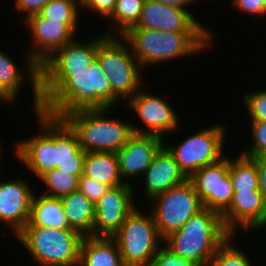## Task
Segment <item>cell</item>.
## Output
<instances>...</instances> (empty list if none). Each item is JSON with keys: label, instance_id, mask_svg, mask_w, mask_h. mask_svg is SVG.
Segmentation results:
<instances>
[{"label": "cell", "instance_id": "37", "mask_svg": "<svg viewBox=\"0 0 266 266\" xmlns=\"http://www.w3.org/2000/svg\"><path fill=\"white\" fill-rule=\"evenodd\" d=\"M233 5L238 11L246 14L263 16L264 0H233Z\"/></svg>", "mask_w": 266, "mask_h": 266}, {"label": "cell", "instance_id": "23", "mask_svg": "<svg viewBox=\"0 0 266 266\" xmlns=\"http://www.w3.org/2000/svg\"><path fill=\"white\" fill-rule=\"evenodd\" d=\"M78 266H125L117 242L108 237H84Z\"/></svg>", "mask_w": 266, "mask_h": 266}, {"label": "cell", "instance_id": "2", "mask_svg": "<svg viewBox=\"0 0 266 266\" xmlns=\"http://www.w3.org/2000/svg\"><path fill=\"white\" fill-rule=\"evenodd\" d=\"M211 33L163 32L131 27L122 37L141 67L192 55L210 47ZM211 42V43H210Z\"/></svg>", "mask_w": 266, "mask_h": 266}, {"label": "cell", "instance_id": "5", "mask_svg": "<svg viewBox=\"0 0 266 266\" xmlns=\"http://www.w3.org/2000/svg\"><path fill=\"white\" fill-rule=\"evenodd\" d=\"M39 266H78L83 236L73 229L25 226L16 236Z\"/></svg>", "mask_w": 266, "mask_h": 266}, {"label": "cell", "instance_id": "10", "mask_svg": "<svg viewBox=\"0 0 266 266\" xmlns=\"http://www.w3.org/2000/svg\"><path fill=\"white\" fill-rule=\"evenodd\" d=\"M225 132L224 126L216 124L191 134L178 145L170 146L166 143L164 146L189 178L195 171L224 158L222 151L225 144Z\"/></svg>", "mask_w": 266, "mask_h": 266}, {"label": "cell", "instance_id": "28", "mask_svg": "<svg viewBox=\"0 0 266 266\" xmlns=\"http://www.w3.org/2000/svg\"><path fill=\"white\" fill-rule=\"evenodd\" d=\"M145 0H117L113 14L108 18L116 27L113 33L106 35L122 36L129 28L135 26L139 21ZM113 21V22H112ZM117 30V31H116Z\"/></svg>", "mask_w": 266, "mask_h": 266}, {"label": "cell", "instance_id": "1", "mask_svg": "<svg viewBox=\"0 0 266 266\" xmlns=\"http://www.w3.org/2000/svg\"><path fill=\"white\" fill-rule=\"evenodd\" d=\"M121 102L95 59L87 71L71 75L43 104L41 113L61 119L80 109L112 108Z\"/></svg>", "mask_w": 266, "mask_h": 266}, {"label": "cell", "instance_id": "35", "mask_svg": "<svg viewBox=\"0 0 266 266\" xmlns=\"http://www.w3.org/2000/svg\"><path fill=\"white\" fill-rule=\"evenodd\" d=\"M110 189L106 184L100 183L91 177L82 175L79 178L78 190L84 194L94 205Z\"/></svg>", "mask_w": 266, "mask_h": 266}, {"label": "cell", "instance_id": "29", "mask_svg": "<svg viewBox=\"0 0 266 266\" xmlns=\"http://www.w3.org/2000/svg\"><path fill=\"white\" fill-rule=\"evenodd\" d=\"M79 5V0H50L38 15L49 21L78 24Z\"/></svg>", "mask_w": 266, "mask_h": 266}, {"label": "cell", "instance_id": "32", "mask_svg": "<svg viewBox=\"0 0 266 266\" xmlns=\"http://www.w3.org/2000/svg\"><path fill=\"white\" fill-rule=\"evenodd\" d=\"M251 124L253 141L247 150L241 152V155L248 158L266 155V122L251 121Z\"/></svg>", "mask_w": 266, "mask_h": 266}, {"label": "cell", "instance_id": "8", "mask_svg": "<svg viewBox=\"0 0 266 266\" xmlns=\"http://www.w3.org/2000/svg\"><path fill=\"white\" fill-rule=\"evenodd\" d=\"M118 244L125 266H148L161 247L152 214L141 213L135 208L112 237ZM159 241V242H158Z\"/></svg>", "mask_w": 266, "mask_h": 266}, {"label": "cell", "instance_id": "36", "mask_svg": "<svg viewBox=\"0 0 266 266\" xmlns=\"http://www.w3.org/2000/svg\"><path fill=\"white\" fill-rule=\"evenodd\" d=\"M117 0H82L80 7L98 13L101 17L109 18L115 9Z\"/></svg>", "mask_w": 266, "mask_h": 266}, {"label": "cell", "instance_id": "42", "mask_svg": "<svg viewBox=\"0 0 266 266\" xmlns=\"http://www.w3.org/2000/svg\"><path fill=\"white\" fill-rule=\"evenodd\" d=\"M262 228L265 229L266 228V225H262V227L260 229H262Z\"/></svg>", "mask_w": 266, "mask_h": 266}, {"label": "cell", "instance_id": "21", "mask_svg": "<svg viewBox=\"0 0 266 266\" xmlns=\"http://www.w3.org/2000/svg\"><path fill=\"white\" fill-rule=\"evenodd\" d=\"M143 176H145L144 196L148 198L147 201L188 179L165 146L155 155L151 166Z\"/></svg>", "mask_w": 266, "mask_h": 266}, {"label": "cell", "instance_id": "22", "mask_svg": "<svg viewBox=\"0 0 266 266\" xmlns=\"http://www.w3.org/2000/svg\"><path fill=\"white\" fill-rule=\"evenodd\" d=\"M54 149L55 168L69 175H83L87 152L81 148L72 129L58 118H54Z\"/></svg>", "mask_w": 266, "mask_h": 266}, {"label": "cell", "instance_id": "18", "mask_svg": "<svg viewBox=\"0 0 266 266\" xmlns=\"http://www.w3.org/2000/svg\"><path fill=\"white\" fill-rule=\"evenodd\" d=\"M20 178L0 182V223H6L13 230L14 237L29 221L31 200L35 193L31 185Z\"/></svg>", "mask_w": 266, "mask_h": 266}, {"label": "cell", "instance_id": "33", "mask_svg": "<svg viewBox=\"0 0 266 266\" xmlns=\"http://www.w3.org/2000/svg\"><path fill=\"white\" fill-rule=\"evenodd\" d=\"M251 121L266 122V89L243 96Z\"/></svg>", "mask_w": 266, "mask_h": 266}, {"label": "cell", "instance_id": "20", "mask_svg": "<svg viewBox=\"0 0 266 266\" xmlns=\"http://www.w3.org/2000/svg\"><path fill=\"white\" fill-rule=\"evenodd\" d=\"M28 56V57H27ZM26 73L23 69L17 67L14 60L9 55L0 51V100L2 102L12 103L19 95V89L23 85L24 76L28 75L30 85H32L33 105L35 113L40 112L42 108L40 88H39V66L26 55ZM21 71H20V70ZM24 75V76H23Z\"/></svg>", "mask_w": 266, "mask_h": 266}, {"label": "cell", "instance_id": "15", "mask_svg": "<svg viewBox=\"0 0 266 266\" xmlns=\"http://www.w3.org/2000/svg\"><path fill=\"white\" fill-rule=\"evenodd\" d=\"M32 38L29 57L40 66L56 50L75 40L78 24L49 21L38 14L25 17Z\"/></svg>", "mask_w": 266, "mask_h": 266}, {"label": "cell", "instance_id": "39", "mask_svg": "<svg viewBox=\"0 0 266 266\" xmlns=\"http://www.w3.org/2000/svg\"><path fill=\"white\" fill-rule=\"evenodd\" d=\"M258 170L259 190L266 200V155L251 158Z\"/></svg>", "mask_w": 266, "mask_h": 266}, {"label": "cell", "instance_id": "31", "mask_svg": "<svg viewBox=\"0 0 266 266\" xmlns=\"http://www.w3.org/2000/svg\"><path fill=\"white\" fill-rule=\"evenodd\" d=\"M234 235H231L215 252L208 266H253L248 256L239 250L234 243L231 242ZM234 246H233V245Z\"/></svg>", "mask_w": 266, "mask_h": 266}, {"label": "cell", "instance_id": "25", "mask_svg": "<svg viewBox=\"0 0 266 266\" xmlns=\"http://www.w3.org/2000/svg\"><path fill=\"white\" fill-rule=\"evenodd\" d=\"M33 194L30 218L26 226H40L56 229H70L64 213L61 198Z\"/></svg>", "mask_w": 266, "mask_h": 266}, {"label": "cell", "instance_id": "4", "mask_svg": "<svg viewBox=\"0 0 266 266\" xmlns=\"http://www.w3.org/2000/svg\"><path fill=\"white\" fill-rule=\"evenodd\" d=\"M110 109H80L69 112L61 119L76 134L84 151L117 153L134 134L133 124L106 117Z\"/></svg>", "mask_w": 266, "mask_h": 266}, {"label": "cell", "instance_id": "13", "mask_svg": "<svg viewBox=\"0 0 266 266\" xmlns=\"http://www.w3.org/2000/svg\"><path fill=\"white\" fill-rule=\"evenodd\" d=\"M187 8L145 0L137 24L133 27L163 32L211 33Z\"/></svg>", "mask_w": 266, "mask_h": 266}, {"label": "cell", "instance_id": "34", "mask_svg": "<svg viewBox=\"0 0 266 266\" xmlns=\"http://www.w3.org/2000/svg\"><path fill=\"white\" fill-rule=\"evenodd\" d=\"M148 266H198L194 262L180 257L166 244L159 248Z\"/></svg>", "mask_w": 266, "mask_h": 266}, {"label": "cell", "instance_id": "9", "mask_svg": "<svg viewBox=\"0 0 266 266\" xmlns=\"http://www.w3.org/2000/svg\"><path fill=\"white\" fill-rule=\"evenodd\" d=\"M152 216L159 236L164 240L181 227L195 214L203 209L192 182H185L171 187L164 193L155 196Z\"/></svg>", "mask_w": 266, "mask_h": 266}, {"label": "cell", "instance_id": "30", "mask_svg": "<svg viewBox=\"0 0 266 266\" xmlns=\"http://www.w3.org/2000/svg\"><path fill=\"white\" fill-rule=\"evenodd\" d=\"M80 177L69 175L65 171L62 172L55 168L45 172L39 179L47 188L44 195L61 198L78 190Z\"/></svg>", "mask_w": 266, "mask_h": 266}, {"label": "cell", "instance_id": "40", "mask_svg": "<svg viewBox=\"0 0 266 266\" xmlns=\"http://www.w3.org/2000/svg\"><path fill=\"white\" fill-rule=\"evenodd\" d=\"M159 3H163L170 6H177L180 8H185L186 6L192 4L191 0H153Z\"/></svg>", "mask_w": 266, "mask_h": 266}, {"label": "cell", "instance_id": "27", "mask_svg": "<svg viewBox=\"0 0 266 266\" xmlns=\"http://www.w3.org/2000/svg\"><path fill=\"white\" fill-rule=\"evenodd\" d=\"M229 177L233 191L259 190L258 170L255 162L240 155L229 159Z\"/></svg>", "mask_w": 266, "mask_h": 266}, {"label": "cell", "instance_id": "7", "mask_svg": "<svg viewBox=\"0 0 266 266\" xmlns=\"http://www.w3.org/2000/svg\"><path fill=\"white\" fill-rule=\"evenodd\" d=\"M96 50V37L89 42L75 39L45 60L39 66L41 103L43 104L71 75L87 71L96 59Z\"/></svg>", "mask_w": 266, "mask_h": 266}, {"label": "cell", "instance_id": "12", "mask_svg": "<svg viewBox=\"0 0 266 266\" xmlns=\"http://www.w3.org/2000/svg\"><path fill=\"white\" fill-rule=\"evenodd\" d=\"M132 184L110 188L95 204L94 237L112 238L136 208Z\"/></svg>", "mask_w": 266, "mask_h": 266}, {"label": "cell", "instance_id": "6", "mask_svg": "<svg viewBox=\"0 0 266 266\" xmlns=\"http://www.w3.org/2000/svg\"><path fill=\"white\" fill-rule=\"evenodd\" d=\"M127 45L120 35L105 33L97 37L96 59L109 79L112 92L123 101L132 98L142 85V67Z\"/></svg>", "mask_w": 266, "mask_h": 266}, {"label": "cell", "instance_id": "24", "mask_svg": "<svg viewBox=\"0 0 266 266\" xmlns=\"http://www.w3.org/2000/svg\"><path fill=\"white\" fill-rule=\"evenodd\" d=\"M70 229L94 237L95 205L79 190L61 197Z\"/></svg>", "mask_w": 266, "mask_h": 266}, {"label": "cell", "instance_id": "41", "mask_svg": "<svg viewBox=\"0 0 266 266\" xmlns=\"http://www.w3.org/2000/svg\"><path fill=\"white\" fill-rule=\"evenodd\" d=\"M266 15V0H264L263 17Z\"/></svg>", "mask_w": 266, "mask_h": 266}, {"label": "cell", "instance_id": "19", "mask_svg": "<svg viewBox=\"0 0 266 266\" xmlns=\"http://www.w3.org/2000/svg\"><path fill=\"white\" fill-rule=\"evenodd\" d=\"M164 142V139L157 135L133 134L116 153L123 182L127 177L144 175Z\"/></svg>", "mask_w": 266, "mask_h": 266}, {"label": "cell", "instance_id": "14", "mask_svg": "<svg viewBox=\"0 0 266 266\" xmlns=\"http://www.w3.org/2000/svg\"><path fill=\"white\" fill-rule=\"evenodd\" d=\"M39 121V135L16 142L15 152L21 163L39 178L45 172L55 169L54 117L36 113Z\"/></svg>", "mask_w": 266, "mask_h": 266}, {"label": "cell", "instance_id": "38", "mask_svg": "<svg viewBox=\"0 0 266 266\" xmlns=\"http://www.w3.org/2000/svg\"><path fill=\"white\" fill-rule=\"evenodd\" d=\"M15 8L21 13H27L26 17L38 12L50 1V0H15Z\"/></svg>", "mask_w": 266, "mask_h": 266}, {"label": "cell", "instance_id": "17", "mask_svg": "<svg viewBox=\"0 0 266 266\" xmlns=\"http://www.w3.org/2000/svg\"><path fill=\"white\" fill-rule=\"evenodd\" d=\"M221 218L231 235H236L240 226L246 230H260L266 221V200L260 190L234 191L231 204Z\"/></svg>", "mask_w": 266, "mask_h": 266}, {"label": "cell", "instance_id": "11", "mask_svg": "<svg viewBox=\"0 0 266 266\" xmlns=\"http://www.w3.org/2000/svg\"><path fill=\"white\" fill-rule=\"evenodd\" d=\"M229 157L195 171L188 179L192 182L203 208L222 215L231 204L233 186L229 177Z\"/></svg>", "mask_w": 266, "mask_h": 266}, {"label": "cell", "instance_id": "16", "mask_svg": "<svg viewBox=\"0 0 266 266\" xmlns=\"http://www.w3.org/2000/svg\"><path fill=\"white\" fill-rule=\"evenodd\" d=\"M128 104L147 127L145 130L136 125L131 126L134 134L157 135L165 139V132L178 128V115L173 107L159 96L139 90L128 100Z\"/></svg>", "mask_w": 266, "mask_h": 266}, {"label": "cell", "instance_id": "3", "mask_svg": "<svg viewBox=\"0 0 266 266\" xmlns=\"http://www.w3.org/2000/svg\"><path fill=\"white\" fill-rule=\"evenodd\" d=\"M230 236L223 225L221 215L203 208L162 243L180 257L198 266H208L216 250Z\"/></svg>", "mask_w": 266, "mask_h": 266}, {"label": "cell", "instance_id": "26", "mask_svg": "<svg viewBox=\"0 0 266 266\" xmlns=\"http://www.w3.org/2000/svg\"><path fill=\"white\" fill-rule=\"evenodd\" d=\"M83 175L106 184L110 188L128 183L123 182L119 172V161L116 153L87 152L84 160Z\"/></svg>", "mask_w": 266, "mask_h": 266}]
</instances>
